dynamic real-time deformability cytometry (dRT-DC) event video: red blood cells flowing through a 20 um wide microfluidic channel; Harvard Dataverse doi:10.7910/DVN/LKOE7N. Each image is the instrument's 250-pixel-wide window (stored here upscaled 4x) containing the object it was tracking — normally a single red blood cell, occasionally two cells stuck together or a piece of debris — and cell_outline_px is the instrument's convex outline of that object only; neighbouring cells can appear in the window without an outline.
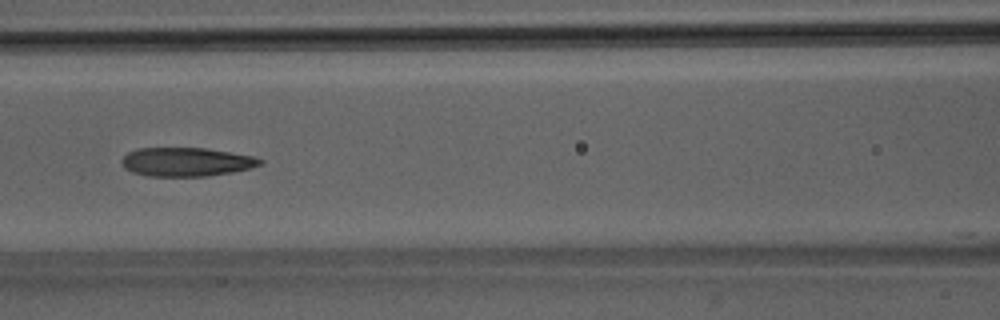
{"species": "Egyptian fruit bat (a non-hibernating species)", "species_latin": "Rousettus aegyptiacus", "temperature_condition": "room temperature", "stored_images_in_passage": 7, "camera_frame_rate_fps": 3000, "um_per_image_px": 0.085, "animal": {"sex": "male"}, "frame": {"image": 1, "passage_image": 7, "time_ms": 7.0, "image_size_px": [1000, 320], "cell_outline_px": [[264, 160], [260, 164], [248, 168], [232, 172], [208, 176], [144, 176], [132, 172], [124, 168], [120, 160], [128, 152], [136, 148], [208, 148], [252, 156]], "centroid_in_image_um": [15.78, 13.76], "position_along_channel_um": 150.8, "area_um2": 23.24}}